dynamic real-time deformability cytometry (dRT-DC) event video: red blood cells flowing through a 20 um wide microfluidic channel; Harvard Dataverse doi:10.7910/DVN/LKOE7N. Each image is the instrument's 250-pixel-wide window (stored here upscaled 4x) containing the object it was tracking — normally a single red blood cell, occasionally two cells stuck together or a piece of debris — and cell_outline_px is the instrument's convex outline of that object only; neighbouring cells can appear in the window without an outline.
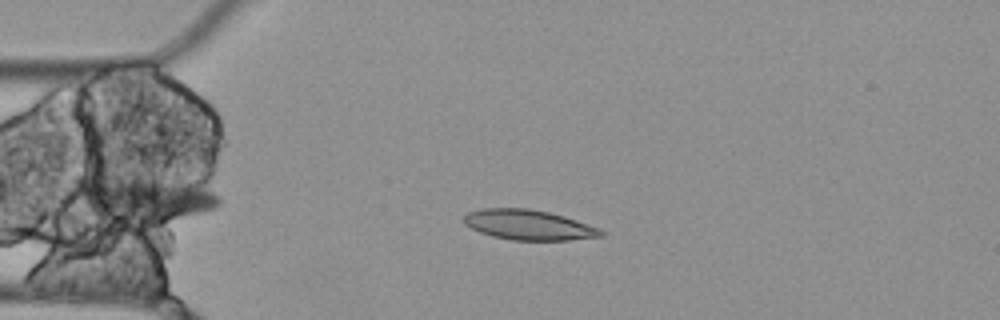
{"species": "Egyptian fruit bat (a non-hibernating species)", "species_latin": "Rousettus aegyptiacus", "temperature_condition": "cold", "stored_images_in_passage": 6, "camera_frame_rate_fps": 3000, "um_per_image_px": 0.085, "animal": {"sex": "female"}, "frame": {"image": 1, "passage_image": 4, "time_ms": 1.0, "image_size_px": [1000, 320], "cell_outline_px": [[604, 236], [568, 240], [512, 240], [492, 236], [480, 232], [464, 224], [464, 216], [468, 212], [484, 208], [528, 208], [548, 212], [564, 216], [600, 228], [604, 232]], "centroid_in_image_um": [44.94, 19.11], "position_along_channel_um": 40.1, "area_um2": 23.99}}
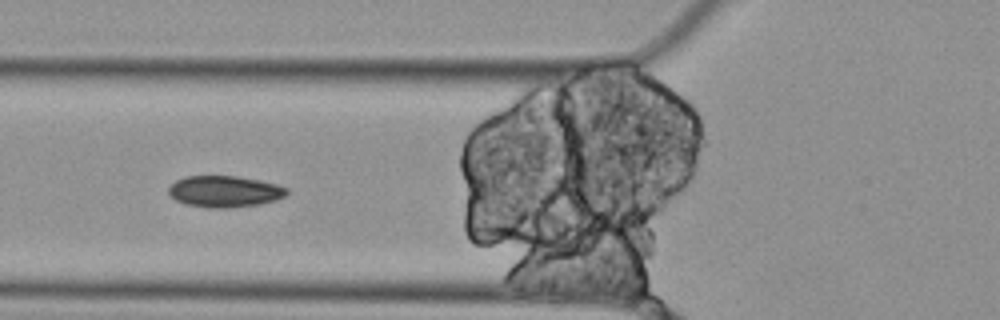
{"frame": {"image": 2, "passage_image": 6, "time_ms": 1.667, "image_size_px": [1000, 320], "cell_outline_px": [[288, 192], [284, 196], [276, 200], [260, 204], [228, 208], [208, 208], [184, 204], [176, 200], [168, 192], [168, 188], [176, 180], [184, 176], [236, 176], [260, 180], [276, 184], [288, 188]], "centroid_in_image_um": [19.08, 16.28], "position_along_channel_um": 106.7, "area_um2": 21.73}}